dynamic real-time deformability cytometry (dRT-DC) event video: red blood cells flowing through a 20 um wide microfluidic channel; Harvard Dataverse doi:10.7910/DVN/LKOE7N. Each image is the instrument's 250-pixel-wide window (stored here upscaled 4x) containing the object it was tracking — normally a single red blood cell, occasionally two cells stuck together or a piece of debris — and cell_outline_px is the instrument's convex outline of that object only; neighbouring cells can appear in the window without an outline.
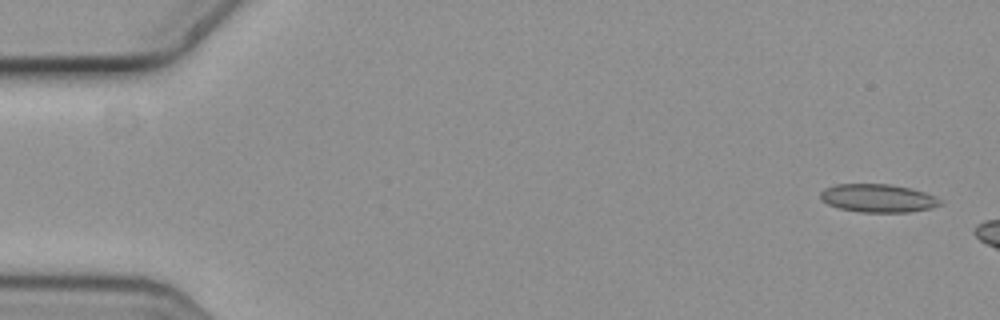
{"species": "common noctule bat (a hibernating species)", "species_latin": "Nyctalus noctula", "temperature_condition": "cold", "stored_images_in_passage": 4, "camera_frame_rate_fps": 3000, "um_per_image_px": 0.085, "animal": {"sex": "female", "body_mass_g": 19.3, "forearm_length_mm": 54.1}, "frame": {"image": 1, "passage_image": 1, "time_ms": 0.0, "image_size_px": [1000, 320], "cell_outline_px": [[940, 204], [932, 208], [912, 212], [860, 212], [840, 208], [828, 204], [820, 200], [820, 192], [824, 188], [836, 184], [888, 184], [908, 188], [924, 192], [936, 196], [940, 200]], "centroid_in_image_um": [74.6, 16.85], "position_along_channel_um": 10.4, "area_um2": 19.65}}